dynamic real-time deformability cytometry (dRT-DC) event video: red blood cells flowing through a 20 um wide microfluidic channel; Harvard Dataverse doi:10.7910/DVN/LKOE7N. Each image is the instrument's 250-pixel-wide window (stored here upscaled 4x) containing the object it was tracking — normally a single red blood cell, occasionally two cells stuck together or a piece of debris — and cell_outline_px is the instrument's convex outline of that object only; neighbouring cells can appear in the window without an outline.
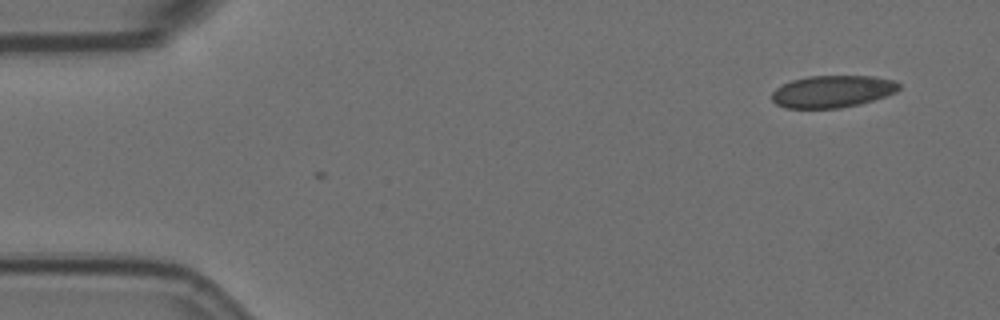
{"species": "Egyptian fruit bat (a non-hibernating species)", "species_latin": "Rousettus aegyptiacus", "temperature_condition": "room temperature", "stored_images_in_passage": 3, "camera_frame_rate_fps": 3000, "um_per_image_px": 0.085, "animal": {"sex": "female"}, "frame": {"image": 1, "passage_image": 3, "time_ms": 0.667, "image_size_px": [1000, 320], "cell_outline_px": [[900, 88], [896, 92], [860, 104], [840, 108], [784, 108], [776, 104], [772, 100], [772, 92], [776, 88], [792, 80], [808, 76], [872, 76], [892, 80], [900, 84]], "centroid_in_image_um": [70.74, 7.78], "position_along_channel_um": 14.3, "area_um2": 23.7}}